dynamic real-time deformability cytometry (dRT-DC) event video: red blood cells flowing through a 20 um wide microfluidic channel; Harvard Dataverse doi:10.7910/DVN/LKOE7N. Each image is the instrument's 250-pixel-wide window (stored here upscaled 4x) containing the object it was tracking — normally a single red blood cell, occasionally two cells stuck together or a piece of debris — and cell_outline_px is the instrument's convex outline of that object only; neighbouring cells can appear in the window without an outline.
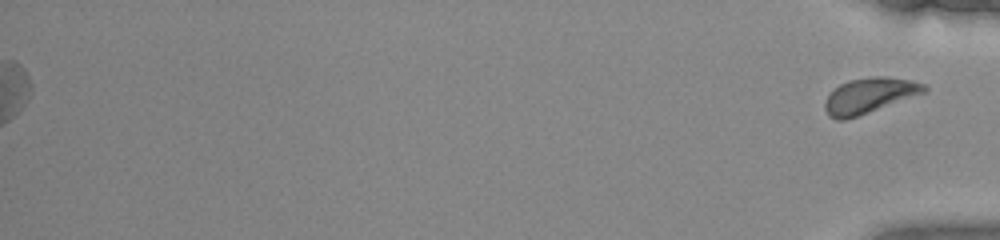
{"species": "common noctule bat (a hibernating species)", "species_latin": "Nyctalus noctula", "temperature_condition": "warm", "stored_images_in_passage": 47, "segment_of_instrument_passage": [2, 2], "camera_frame_rate_fps": 3000, "um_per_image_px": 0.085, "animal": {"sex": "female", "body_mass_g": 22.0, "forearm_length_mm": 56.7}, "frame": {"image": 1, "passage_image": 47, "time_ms": 15.333, "image_size_px": [1000, 240], "cell_outline_px": [[928, 88], [924, 92], [856, 116], [844, 120], [836, 120], [828, 116], [824, 108], [824, 104], [828, 96], [840, 84], [848, 80], [872, 76], [888, 76], [908, 80], [924, 84]], "centroid_in_image_um": [73.84, 8.11], "position_along_channel_um": 361.4, "area_um2": 19.94}}